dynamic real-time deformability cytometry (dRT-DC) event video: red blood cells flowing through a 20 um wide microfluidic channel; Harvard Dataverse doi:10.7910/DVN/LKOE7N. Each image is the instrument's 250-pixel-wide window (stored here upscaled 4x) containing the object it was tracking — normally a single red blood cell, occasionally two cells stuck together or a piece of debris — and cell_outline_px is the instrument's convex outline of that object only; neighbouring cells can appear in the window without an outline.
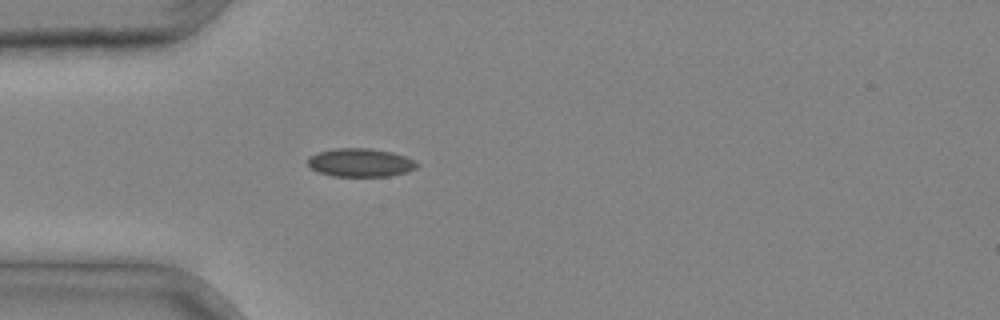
{"species": "common noctule bat (a hibernating species)", "species_latin": "Nyctalus noctula", "temperature_condition": "cold", "stored_images_in_passage": 4, "camera_frame_rate_fps": 3000, "um_per_image_px": 0.085, "animal": {"sex": "male", "body_mass_g": 20.4}, "frame": {"image": 1, "passage_image": 4, "time_ms": 1.0, "image_size_px": [1000, 320], "cell_outline_px": [[420, 164], [416, 168], [404, 172], [388, 176], [332, 176], [316, 172], [308, 164], [308, 156], [316, 152], [336, 148], [368, 148], [392, 152], [404, 156]], "centroid_in_image_um": [30.58, 13.82], "position_along_channel_um": 54.4, "area_um2": 18.03}}